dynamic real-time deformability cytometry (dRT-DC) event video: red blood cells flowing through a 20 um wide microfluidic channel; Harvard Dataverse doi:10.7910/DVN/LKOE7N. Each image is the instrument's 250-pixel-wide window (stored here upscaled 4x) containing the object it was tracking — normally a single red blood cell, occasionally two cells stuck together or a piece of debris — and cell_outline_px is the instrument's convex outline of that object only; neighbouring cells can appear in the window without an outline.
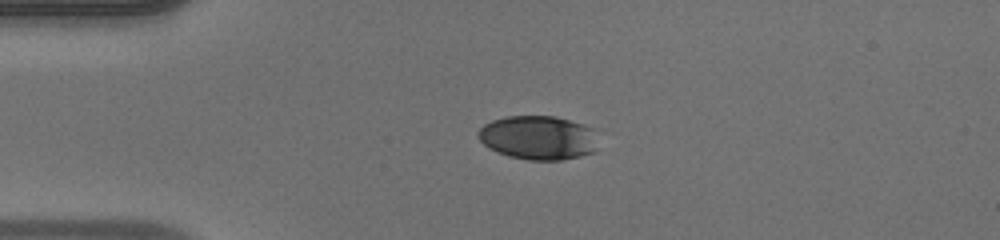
{"species": "human", "species_latin": "Homo sapiens", "temperature_condition": "warm", "stored_images_in_passage": 39, "camera_frame_rate_fps": 3000, "um_per_image_px": 0.085, "donor": {"sex": "male"}, "frame": {"image": 1, "passage_image": 1, "time_ms": 0.0, "image_size_px": [1000, 240], "cell_outline_px": [[596, 152], [580, 156], [560, 160], [528, 160], [508, 156], [488, 148], [476, 136], [476, 132], [484, 124], [492, 120], [508, 116], [556, 116], [592, 128]], "centroid_in_image_um": [45.69, 11.71], "position_along_channel_um": 39.3, "area_um2": 30.63}}
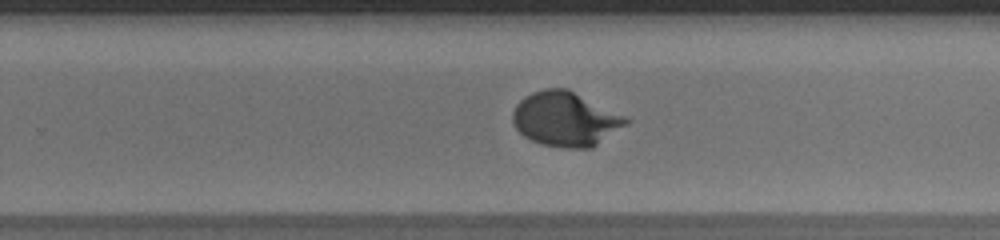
{"frame": {"image": 2, "passage_image": 21, "time_ms": 6.667, "image_size_px": [1000, 240], "cell_outline_px": [[632, 120], [628, 124], [592, 148], [564, 148], [540, 144], [524, 136], [512, 124], [512, 112], [516, 104], [524, 96], [532, 92], [544, 88], [568, 88]], "centroid_in_image_um": [48.05, 10.12], "position_along_channel_um": 281.8, "area_um2": 36.13}}
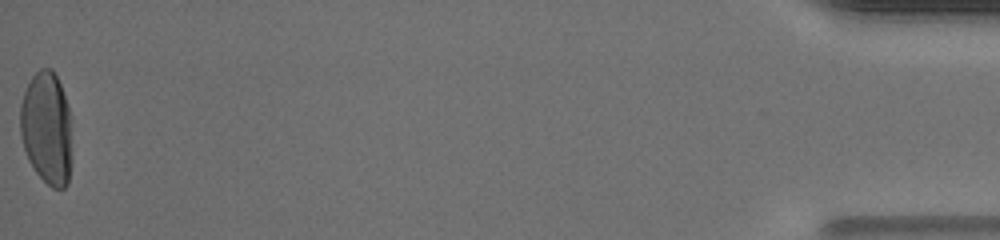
{"frame": {"image": 3, "passage_image": 39, "time_ms": 12.667, "image_size_px": [1000, 240], "cell_outline_px": [[72, 160], [68, 184], [64, 188], [52, 188], [36, 172], [28, 160], [24, 148], [20, 132], [20, 104], [24, 92], [32, 76], [40, 68], [52, 68], [60, 84], [72, 120]], "centroid_in_image_um": [4.0, 10.92], "position_along_channel_um": 431.2, "area_um2": 34.56}, "authors_computed_cell_mechanics": {"area_um2": 34.102, "velocity_mm_per_s": 4.1363, "shape_relaxation_time_tau1_ms": 3.4834, "shape_relaxation_time_tau2_ms": null, "deformation_change_tau1": 0.2053, "deformation_change_tau2": null}}